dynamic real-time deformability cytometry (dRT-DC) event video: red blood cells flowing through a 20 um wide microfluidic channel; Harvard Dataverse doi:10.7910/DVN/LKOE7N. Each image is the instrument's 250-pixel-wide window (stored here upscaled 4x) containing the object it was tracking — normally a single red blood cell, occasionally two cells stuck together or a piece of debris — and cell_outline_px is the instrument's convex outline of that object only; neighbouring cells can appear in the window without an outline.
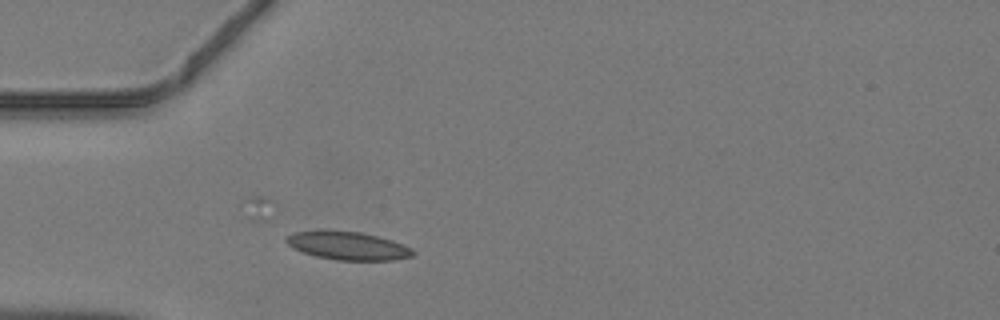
{"species": "common noctule bat (a hibernating species)", "species_latin": "Nyctalus noctula", "temperature_condition": "warm", "stored_images_in_passage": 39, "camera_frame_rate_fps": 3000, "um_per_image_px": 0.085, "animal": {"sex": "male", "body_mass_g": 19.2, "forearm_length_mm": 51.8}, "frame": {"image": 1, "passage_image": 6, "time_ms": 1.667, "image_size_px": [1000, 320], "cell_outline_px": [[416, 252], [412, 256], [392, 260], [336, 260], [316, 256], [292, 248], [284, 240], [288, 236], [296, 232], [360, 232], [392, 240]], "centroid_in_image_um": [29.57, 20.92], "position_along_channel_um": 55.4, "area_um2": 20.0}}
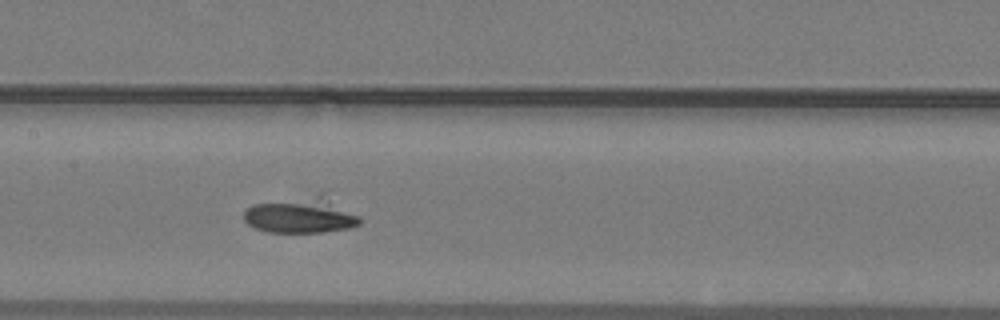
{"frame": {"image": 2, "passage_image": 15, "time_ms": 4.667, "image_size_px": [1000, 320], "cell_outline_px": [[360, 224], [348, 228], [324, 232], [264, 232], [252, 228], [244, 220], [244, 212], [252, 204], [320, 192], [360, 216]], "centroid_in_image_um": [25.56, 18.27], "position_along_channel_um": 181.8, "area_um2": 24.68}}
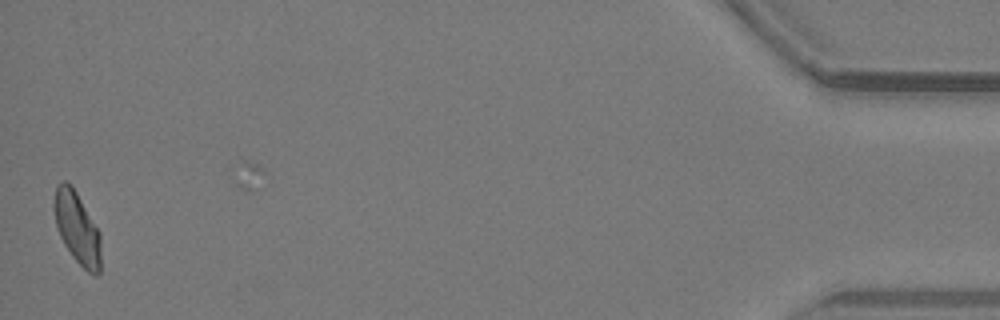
{"frame": {"image": 3, "passage_image": 38, "time_ms": 12.333, "image_size_px": [1000, 320], "cell_outline_px": [[100, 272], [96, 276], [88, 272], [72, 256], [64, 244], [60, 236], [56, 224], [52, 208], [52, 204], [56, 184], [60, 180], [68, 180], [72, 184], [100, 232]], "centroid_in_image_um": [6.52, 19.3], "position_along_channel_um": 428.7, "area_um2": 19.94}}